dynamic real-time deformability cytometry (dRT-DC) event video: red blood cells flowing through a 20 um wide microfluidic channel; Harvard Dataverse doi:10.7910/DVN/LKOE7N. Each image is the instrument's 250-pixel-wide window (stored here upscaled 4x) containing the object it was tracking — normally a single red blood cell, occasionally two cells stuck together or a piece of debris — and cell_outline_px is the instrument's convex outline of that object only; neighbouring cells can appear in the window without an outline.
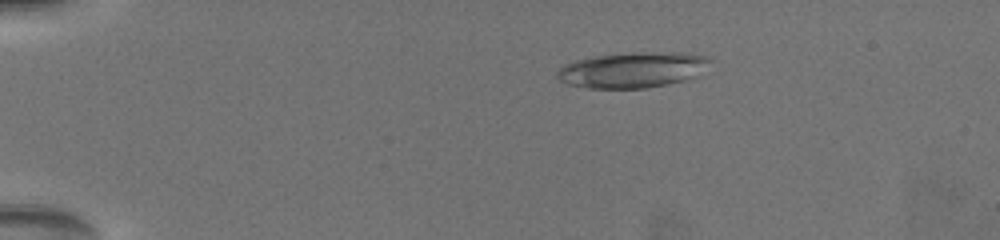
{"species": "common noctule bat (a hibernating species)", "species_latin": "Nyctalus noctula", "temperature_condition": "warm", "stored_images_in_passage": 102, "camera_frame_rate_fps": 3000, "um_per_image_px": 0.085, "animal": {"sex": "female", "body_mass_g": 19.5, "forearm_length_mm": 54.1}, "frame": {"image": 1, "passage_image": 24, "time_ms": 3.667, "image_size_px": [1000, 240], "cell_outline_px": [[708, 60], [696, 76], [684, 80], [668, 84], [644, 88], [588, 88], [568, 84], [560, 80], [556, 76], [556, 72], [564, 64], [576, 60], [596, 56], [708, 56]], "centroid_in_image_um": [53.56, 6.04], "position_along_channel_um": 31.4, "area_um2": 29.07}}
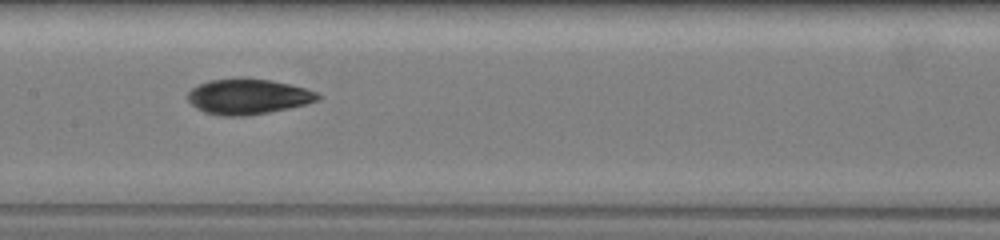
{"frame": {"image": 2, "passage_image": 51, "time_ms": 10.0, "image_size_px": [1000, 240], "cell_outline_px": [[320, 96], [316, 100], [304, 104], [288, 108], [268, 112], [244, 116], [224, 116], [204, 112], [196, 108], [188, 100], [188, 92], [192, 88], [208, 80], [272, 80], [304, 88], [316, 92]], "centroid_in_image_um": [21.04, 8.23], "position_along_channel_um": 186.4, "area_um2": 25.95}}
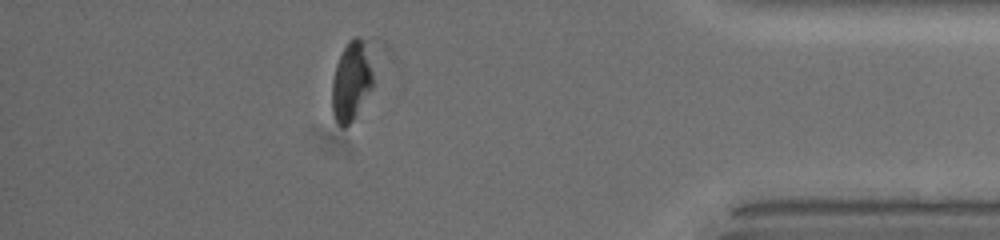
{"frame": {"image": 3, "passage_image": 87, "time_ms": 16.667, "image_size_px": [1000, 240], "cell_outline_px": [[372, 84], [352, 120], [344, 128], [340, 128], [336, 124], [332, 112], [332, 80], [336, 64], [348, 40], [352, 36], [356, 36], [364, 40], [372, 72]], "centroid_in_image_um": [29.8, 6.91], "position_along_channel_um": 405.4, "area_um2": 18.5}, "authors_computed_cell_mechanics": {"area_um2": 27.4839, "velocity_mm_per_s": 3.742, "shape_relaxation_time_tau1_ms": 3.1011, "shape_relaxation_time_tau2_ms": 3.1319, "deformation_change_tau1": 0.226, "deformation_change_tau2": 0.11}}